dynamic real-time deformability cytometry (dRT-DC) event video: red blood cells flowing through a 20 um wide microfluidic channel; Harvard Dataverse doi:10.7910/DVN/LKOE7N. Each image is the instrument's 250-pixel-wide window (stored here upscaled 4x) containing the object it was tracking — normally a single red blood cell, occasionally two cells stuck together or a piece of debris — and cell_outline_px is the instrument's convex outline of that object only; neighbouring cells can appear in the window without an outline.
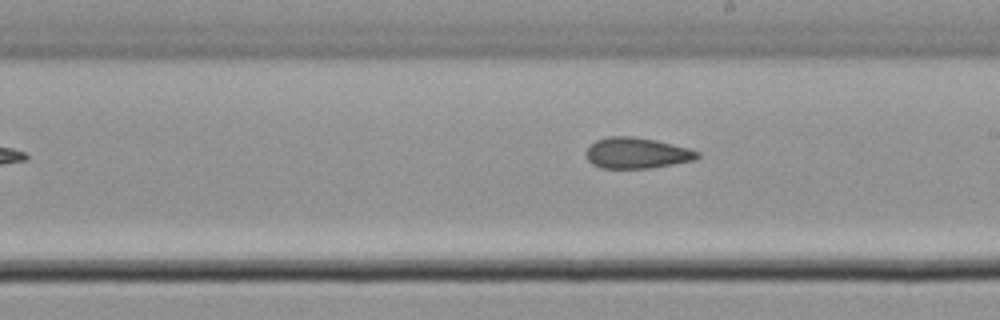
{"species": "common noctule bat (a hibernating species)", "species_latin": "Nyctalus noctula", "temperature_condition": "cold", "stored_images_in_passage": 12, "camera_frame_rate_fps": 3000, "um_per_image_px": 0.085, "animal": {"sex": "male", "body_mass_g": 21.5, "forearm_length_mm": 52.0}, "frame": {"image": 1, "passage_image": 12, "time_ms": 3.667, "image_size_px": [1000, 320], "cell_outline_px": [[700, 156], [696, 160], [648, 168], [600, 168], [592, 164], [584, 156], [584, 152], [596, 140], [608, 136], [632, 136], [656, 140], [688, 148], [700, 152]], "centroid_in_image_um": [54.1, 13.01], "position_along_channel_um": 234.9, "area_um2": 20.11}}